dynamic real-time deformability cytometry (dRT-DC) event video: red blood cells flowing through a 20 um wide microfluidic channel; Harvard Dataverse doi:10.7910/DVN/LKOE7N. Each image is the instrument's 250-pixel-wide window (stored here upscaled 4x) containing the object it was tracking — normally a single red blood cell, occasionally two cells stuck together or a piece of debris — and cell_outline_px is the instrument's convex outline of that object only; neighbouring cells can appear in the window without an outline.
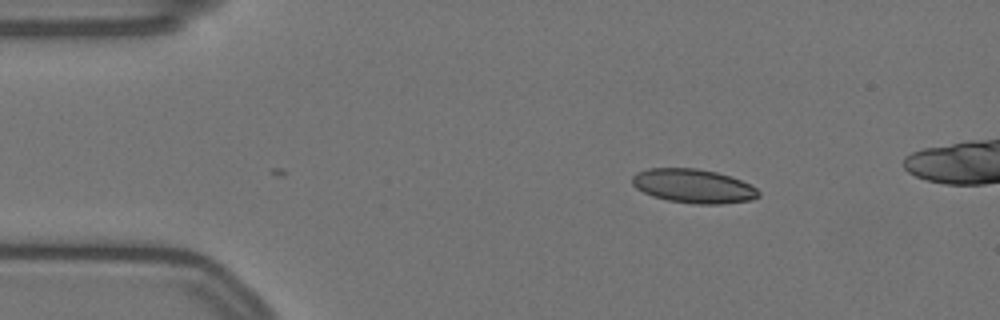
{"species": "Egyptian fruit bat (a non-hibernating species)", "species_latin": "Rousettus aegyptiacus", "temperature_condition": "warm", "stored_images_in_passage": 9, "camera_frame_rate_fps": 3000, "um_per_image_px": 0.085, "animal": {"sex": "female"}, "frame": {"image": 1, "passage_image": 1, "time_ms": 0.0, "image_size_px": [1000, 320], "cell_outline_px": [[760, 196], [752, 200], [720, 204], [696, 204], [668, 200], [652, 196], [636, 188], [632, 184], [632, 176], [636, 172], [648, 168], [696, 168], [716, 172], [740, 180], [756, 188], [760, 192]], "centroid_in_image_um": [58.92, 15.81], "position_along_channel_um": 26.1, "area_um2": 24.97}}